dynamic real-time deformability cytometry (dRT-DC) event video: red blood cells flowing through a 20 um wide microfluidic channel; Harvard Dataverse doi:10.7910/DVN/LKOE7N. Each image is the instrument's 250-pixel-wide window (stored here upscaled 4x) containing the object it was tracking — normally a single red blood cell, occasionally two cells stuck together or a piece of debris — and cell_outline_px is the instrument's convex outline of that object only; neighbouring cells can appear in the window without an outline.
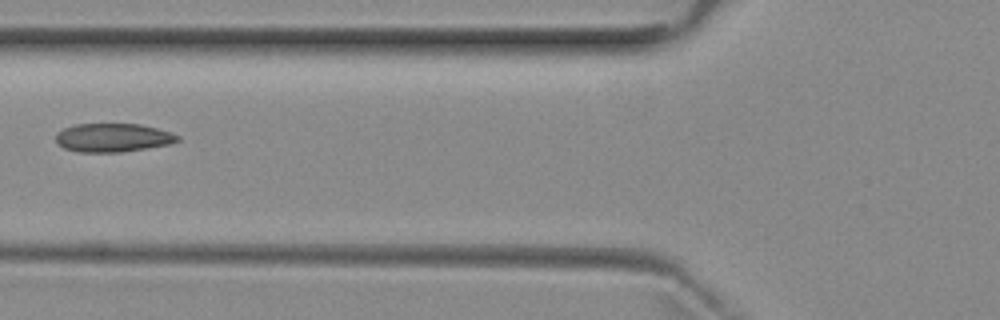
{"species": "common noctule bat (a hibernating species)", "species_latin": "Nyctalus noctula", "temperature_condition": "room temperature", "stored_images_in_passage": 4, "camera_frame_rate_fps": 3000, "um_per_image_px": 0.085, "animal": {"sex": "female", "body_mass_g": 29.2, "forearm_length_mm": 56.3}, "frame": {"image": 1, "passage_image": 4, "time_ms": 3.333, "image_size_px": [1000, 320], "cell_outline_px": [[180, 140], [168, 144], [120, 152], [76, 152], [64, 148], [56, 144], [56, 132], [64, 128], [76, 124], [140, 124], [172, 132], [180, 136]], "centroid_in_image_um": [9.56, 11.7], "position_along_channel_um": 116.2, "area_um2": 20.29}}